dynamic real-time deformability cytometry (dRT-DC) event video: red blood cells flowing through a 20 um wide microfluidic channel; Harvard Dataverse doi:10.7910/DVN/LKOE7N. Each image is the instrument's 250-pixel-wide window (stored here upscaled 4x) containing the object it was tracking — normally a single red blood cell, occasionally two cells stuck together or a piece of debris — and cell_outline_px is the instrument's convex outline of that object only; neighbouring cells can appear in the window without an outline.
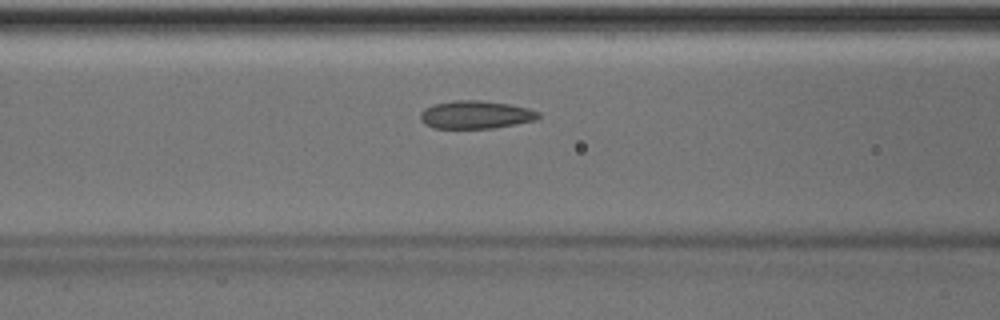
{"species": "Egyptian fruit bat (a non-hibernating species)", "species_latin": "Rousettus aegyptiacus", "temperature_condition": "room temperature", "stored_images_in_passage": 50, "camera_frame_rate_fps": 3000, "um_per_image_px": 0.085, "animal": {"sex": "male"}, "frame": {"image": 1, "passage_image": 20, "time_ms": 6.333, "image_size_px": [1000, 320], "cell_outline_px": [[540, 116], [536, 120], [492, 128], [432, 128], [424, 124], [420, 120], [420, 112], [424, 108], [432, 104], [452, 100], [480, 100], [512, 104], [528, 108], [540, 112]], "centroid_in_image_um": [40.4, 9.74], "position_along_channel_um": 126.2, "area_um2": 19.48}}
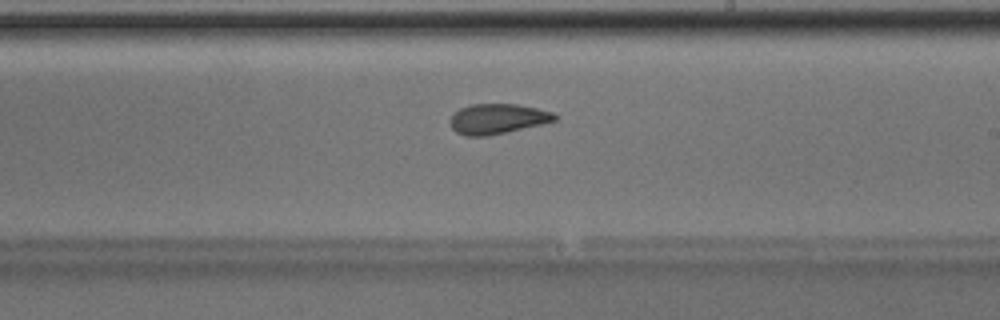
{"frame": {"image": 2, "passage_image": 29, "time_ms": 9.333, "image_size_px": [1000, 320], "cell_outline_px": [[560, 116], [556, 120], [508, 132], [488, 136], [464, 136], [456, 132], [452, 128], [452, 116], [460, 108], [472, 104], [516, 104], [536, 108], [552, 112]], "centroid_in_image_um": [42.31, 10.1], "position_along_channel_um": 246.7, "area_um2": 18.21}}
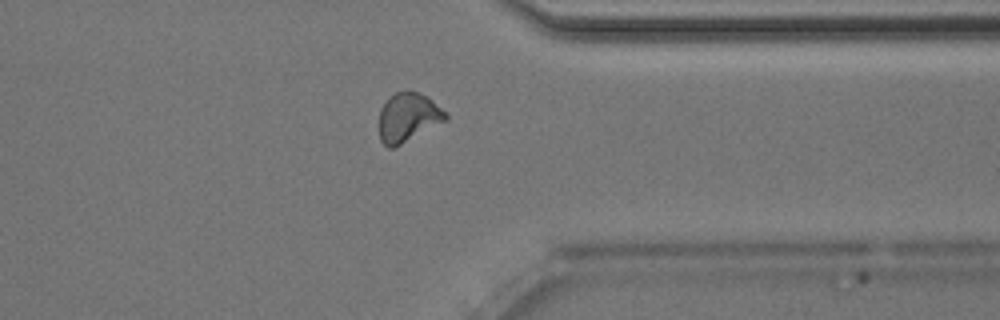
{"frame": {"image": 3, "passage_image": 39, "time_ms": 12.667, "image_size_px": [1000, 320], "cell_outline_px": [[448, 116], [444, 120], [400, 144], [392, 148], [388, 148], [380, 140], [380, 108], [396, 92], [420, 92], [428, 96]], "centroid_in_image_um": [34.65, 9.97], "position_along_channel_um": 376.8, "area_um2": 18.15}, "authors_computed_cell_mechanics": {"area_um2": 19.074, "velocity_mm_per_s": 4.0266, "shape_relaxation_time_tau1_ms": 6.4015, "shape_relaxation_time_tau2_ms": 2.2612, "deformation_change_tau1": 0.1205, "deformation_change_tau2": 0.0619}}